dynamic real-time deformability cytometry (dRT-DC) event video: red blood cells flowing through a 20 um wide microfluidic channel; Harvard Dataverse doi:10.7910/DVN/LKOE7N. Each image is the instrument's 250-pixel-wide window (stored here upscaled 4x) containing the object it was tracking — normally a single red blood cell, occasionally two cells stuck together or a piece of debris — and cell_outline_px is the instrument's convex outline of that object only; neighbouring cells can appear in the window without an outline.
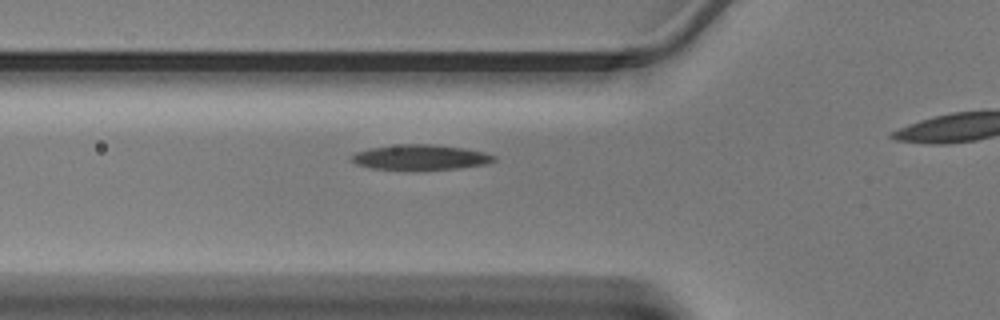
{"species": "Egyptian fruit bat (a non-hibernating species)", "species_latin": "Rousettus aegyptiacus", "temperature_condition": "warm", "stored_images_in_passage": 26, "camera_frame_rate_fps": 3000, "um_per_image_px": 0.085, "animal": {"sex": "male"}, "frame": {"image": 1, "passage_image": 4, "time_ms": 1.0, "image_size_px": [1000, 320], "cell_outline_px": [[496, 160], [488, 164], [460, 168], [412, 172], [372, 168], [356, 164], [352, 160], [352, 156], [356, 152], [368, 148], [400, 144], [432, 144], [460, 148], [484, 152], [496, 156]], "centroid_in_image_um": [35.74, 13.41], "position_along_channel_um": 90.1, "area_um2": 21.5}}
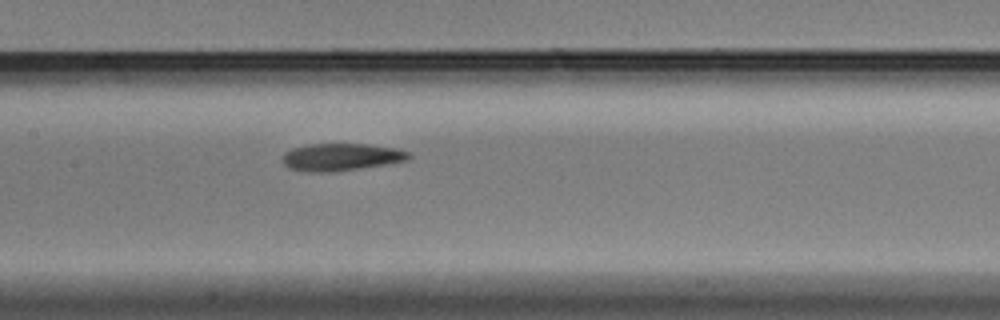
{"frame": {"image": 2, "passage_image": 10, "time_ms": 3.0, "image_size_px": [1000, 320], "cell_outline_px": [[412, 156], [408, 160], [360, 168], [332, 172], [308, 172], [288, 168], [280, 160], [284, 152], [292, 148], [308, 144], [364, 144], [396, 148], [408, 152]], "centroid_in_image_um": [28.93, 13.35], "position_along_channel_um": 178.5, "area_um2": 20.17}}
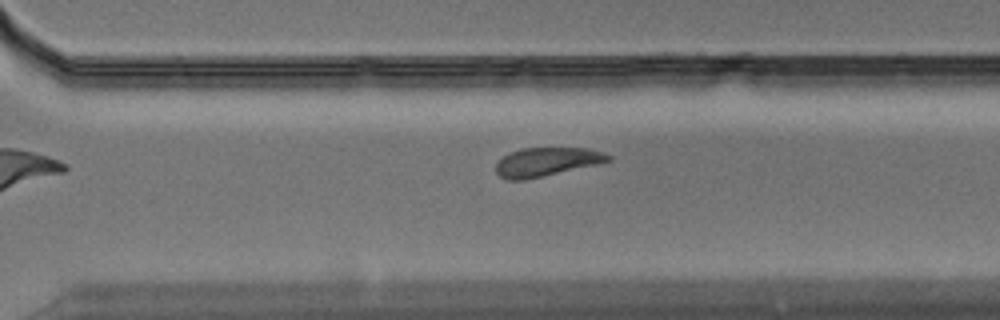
{"frame": {"image": 3, "passage_image": 20, "time_ms": 6.333, "image_size_px": [1000, 320], "cell_outline_px": [[612, 160], [596, 164], [544, 176], [524, 180], [508, 180], [500, 176], [496, 172], [496, 164], [508, 152], [520, 148], [588, 148], [604, 152], [612, 156]], "centroid_in_image_um": [46.46, 13.75], "position_along_channel_um": 324.1, "area_um2": 18.79}}